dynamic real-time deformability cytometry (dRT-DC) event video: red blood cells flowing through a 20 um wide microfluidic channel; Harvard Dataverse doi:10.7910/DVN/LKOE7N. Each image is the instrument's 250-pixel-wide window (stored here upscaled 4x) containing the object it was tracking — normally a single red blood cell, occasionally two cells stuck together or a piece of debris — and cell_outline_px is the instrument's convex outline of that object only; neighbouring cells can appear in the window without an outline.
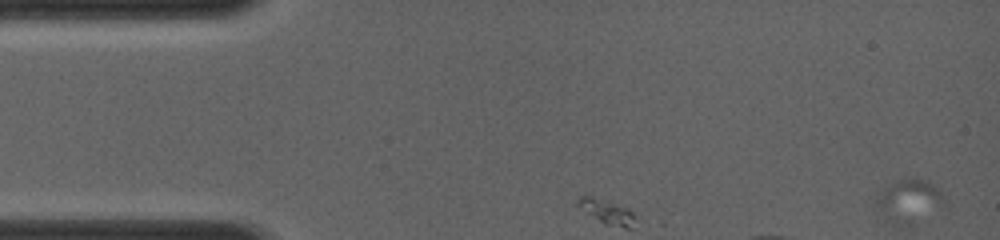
{"species": "common noctule bat (a hibernating species)", "species_latin": "Nyctalus noctula", "temperature_condition": "room temperature", "stored_images_in_passage": 6, "camera_frame_rate_fps": 4000, "um_per_image_px": 0.085, "animal": {"sex": "female", "body_mass_g": 19.0, "forearm_length_mm": 56.7}, "frame": {"image": 1, "passage_image": 1, "time_ms": 0.0, "image_size_px": [1000, 240], "cell_outline_px": [[944, 204], [884, 208], [880, 208], [876, 204], [876, 200], [880, 192], [884, 188], [896, 180], [904, 176], [912, 176], [924, 180], [932, 184], [944, 196]], "centroid_in_image_um": [77.29, 16.48], "position_along_channel_um": 7.7, "area_um2": 11.27}}